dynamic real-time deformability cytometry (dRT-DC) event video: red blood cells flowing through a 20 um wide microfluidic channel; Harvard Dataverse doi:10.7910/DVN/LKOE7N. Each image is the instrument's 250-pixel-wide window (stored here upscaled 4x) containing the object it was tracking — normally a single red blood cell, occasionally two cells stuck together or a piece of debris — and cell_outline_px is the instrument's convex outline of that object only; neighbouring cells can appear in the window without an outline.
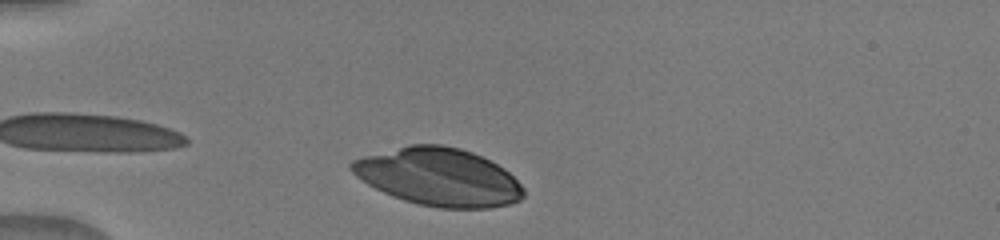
{"species": "human", "species_latin": "Homo sapiens", "temperature_condition": "warm", "stored_images_in_passage": 34, "camera_frame_rate_fps": 3000, "um_per_image_px": 0.085, "donor": {"sex": "male"}, "frame": {"image": 1, "passage_image": 2, "time_ms": 0.333, "image_size_px": [1000, 240], "cell_outline_px": [[524, 196], [520, 200], [512, 204], [488, 208], [440, 208], [420, 204], [404, 200], [392, 196], [368, 184], [356, 176], [348, 168], [348, 164], [352, 160], [364, 156], [408, 144], [440, 144], [460, 148], [472, 152], [504, 168], [524, 188]], "centroid_in_image_um": [37.28, 15.04], "position_along_channel_um": 47.7, "area_um2": 57.86}}
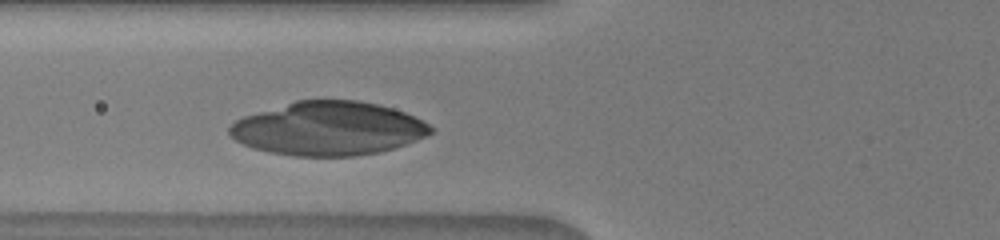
{"frame": {"image": 2, "passage_image": 8, "time_ms": 2.333, "image_size_px": [1000, 240], "cell_outline_px": [[432, 132], [428, 136], [396, 148], [380, 152], [352, 156], [292, 156], [252, 148], [236, 140], [228, 132], [228, 128], [236, 120], [244, 116], [296, 100], [360, 100], [392, 108], [404, 112], [428, 124], [432, 128]], "centroid_in_image_um": [27.91, 10.93], "position_along_channel_um": 97.9, "area_um2": 62.77}}
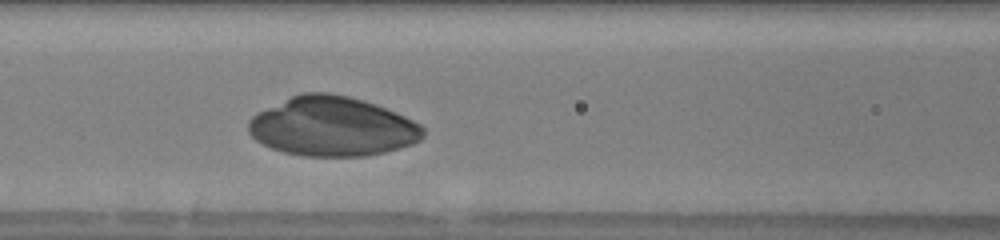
{"frame": {"image": 3, "passage_image": 11, "time_ms": 3.333, "image_size_px": [1000, 240], "cell_outline_px": [[424, 136], [420, 140], [412, 144], [384, 152], [364, 156], [304, 156], [284, 152], [272, 148], [256, 140], [248, 132], [248, 120], [256, 112], [300, 92], [328, 92], [348, 96], [364, 100], [376, 104], [396, 112], [420, 124], [424, 128]], "centroid_in_image_um": [28.23, 10.74], "position_along_channel_um": 138.4, "area_um2": 60.57}}